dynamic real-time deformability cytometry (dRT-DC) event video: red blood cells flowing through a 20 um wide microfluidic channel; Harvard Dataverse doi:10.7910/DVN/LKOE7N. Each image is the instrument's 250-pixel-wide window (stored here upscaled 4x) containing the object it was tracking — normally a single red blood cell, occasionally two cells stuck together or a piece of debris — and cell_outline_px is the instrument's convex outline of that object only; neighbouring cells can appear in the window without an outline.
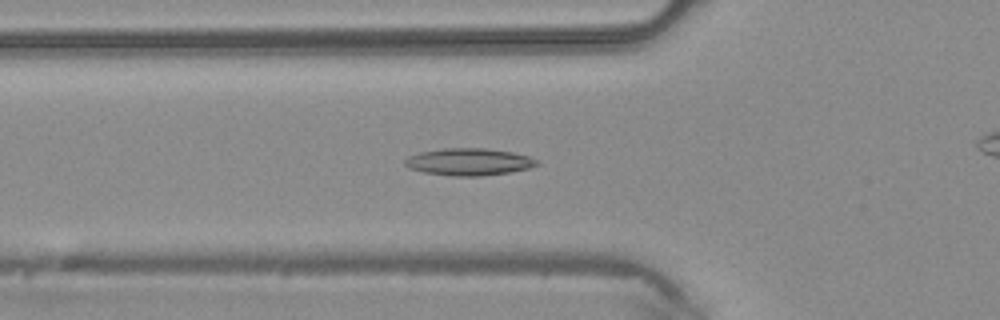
{"species": "common noctule bat (a hibernating species)", "species_latin": "Nyctalus noctula", "temperature_condition": "warm", "stored_images_in_passage": 46, "camera_frame_rate_fps": 3000, "um_per_image_px": 0.085, "animal": {"sex": "male", "body_mass_g": 20.4}, "frame": {"image": 1, "passage_image": 16, "time_ms": 5.0, "image_size_px": [1000, 320], "cell_outline_px": [[540, 164], [528, 168], [512, 172], [480, 176], [452, 176], [424, 172], [408, 168], [404, 164], [404, 160], [408, 156], [420, 152], [444, 148], [484, 148], [512, 152], [528, 156], [536, 160]], "centroid_in_image_um": [39.83, 13.76], "position_along_channel_um": 86.0, "area_um2": 20.87}}
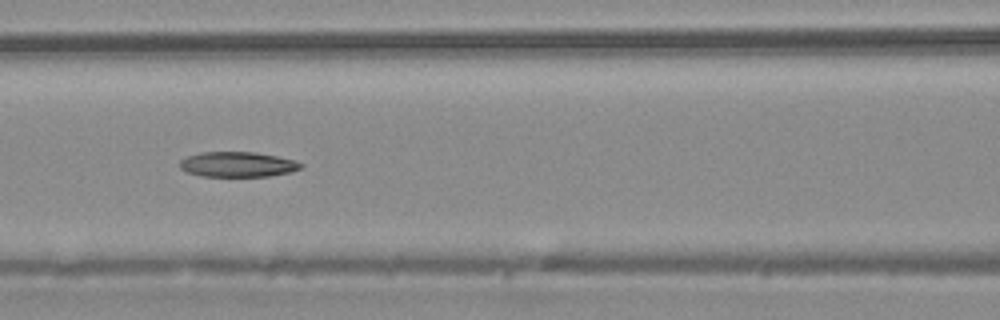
{"frame": {"image": 2, "passage_image": 20, "time_ms": 6.333, "image_size_px": [1000, 320], "cell_outline_px": [[304, 164], [300, 168], [288, 172], [268, 176], [200, 176], [188, 172], [180, 168], [180, 160], [188, 156], [200, 152], [256, 152], [296, 160]], "centroid_in_image_um": [20.19, 13.96], "position_along_channel_um": 146.4, "area_um2": 17.63}}
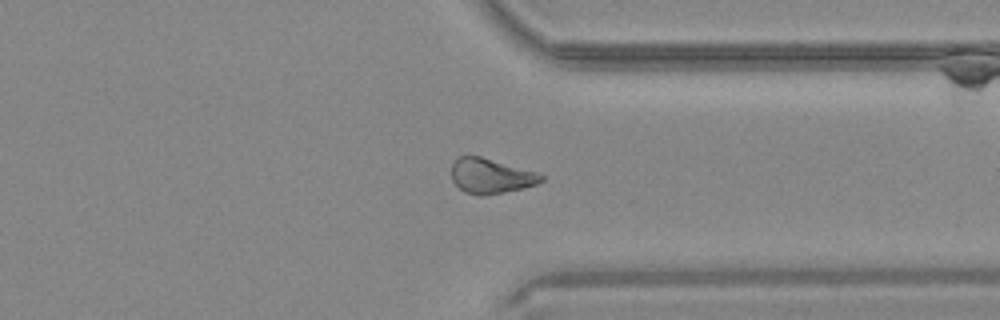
{"frame": {"image": 3, "passage_image": 35, "time_ms": 11.333, "image_size_px": [1000, 320], "cell_outline_px": [[544, 180], [536, 184], [504, 192], [480, 196], [464, 192], [452, 180], [452, 164], [456, 156], [480, 156], [536, 172], [544, 176]], "centroid_in_image_um": [41.68, 14.95], "position_along_channel_um": 369.7, "area_um2": 18.09}}